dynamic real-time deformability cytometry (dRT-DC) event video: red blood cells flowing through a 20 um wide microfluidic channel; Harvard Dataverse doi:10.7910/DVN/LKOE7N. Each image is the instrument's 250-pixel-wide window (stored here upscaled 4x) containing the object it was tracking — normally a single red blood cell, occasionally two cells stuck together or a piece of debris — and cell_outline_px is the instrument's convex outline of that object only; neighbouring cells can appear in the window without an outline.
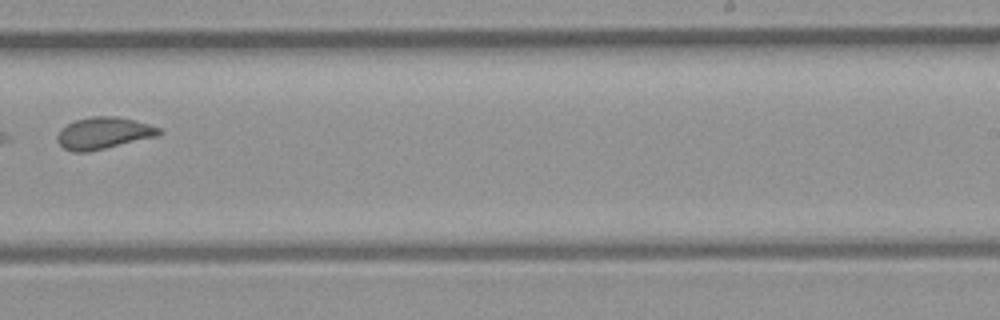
{"species": "common noctule bat (a hibernating species)", "species_latin": "Nyctalus noctula", "temperature_condition": "room temperature", "stored_images_in_passage": 9, "camera_frame_rate_fps": 3000, "um_per_image_px": 0.085, "animal": {"sex": "female", "body_mass_g": 21.9}, "frame": {"image": 1, "passage_image": 9, "time_ms": 9.0, "image_size_px": [1000, 320], "cell_outline_px": [[164, 132], [156, 136], [88, 152], [72, 152], [64, 148], [56, 140], [56, 136], [68, 124], [76, 120], [92, 116], [116, 116], [136, 120], [164, 128]], "centroid_in_image_um": [8.85, 11.31], "position_along_channel_um": 280.1, "area_um2": 18.84}}